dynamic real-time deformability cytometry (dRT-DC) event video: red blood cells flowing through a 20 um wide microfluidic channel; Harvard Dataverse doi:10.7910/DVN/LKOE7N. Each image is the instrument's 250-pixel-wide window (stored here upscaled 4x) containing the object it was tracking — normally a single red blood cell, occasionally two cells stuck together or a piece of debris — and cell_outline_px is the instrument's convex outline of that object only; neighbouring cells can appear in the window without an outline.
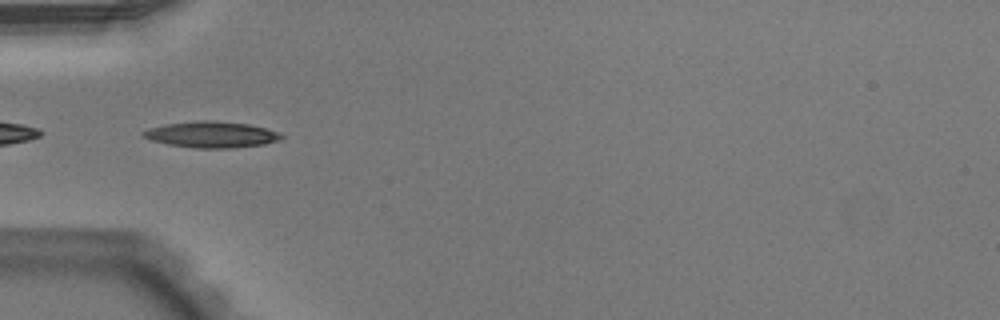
{"species": "Egyptian fruit bat (a non-hibernating species)", "species_latin": "Rousettus aegyptiacus", "temperature_condition": "warm", "stored_images_in_passage": 35, "camera_frame_rate_fps": 3000, "um_per_image_px": 0.085, "animal": {"sex": "male"}, "frame": {"image": 1, "passage_image": 1, "time_ms": 0.0, "image_size_px": [1000, 320], "cell_outline_px": [[284, 136], [280, 140], [264, 144], [228, 148], [196, 148], [168, 144], [152, 140], [144, 136], [140, 132], [148, 128], [168, 124], [200, 120], [216, 120], [248, 124], [268, 128], [280, 132]], "centroid_in_image_um": [18.02, 11.43], "position_along_channel_um": 67.0, "area_um2": 21.04}}
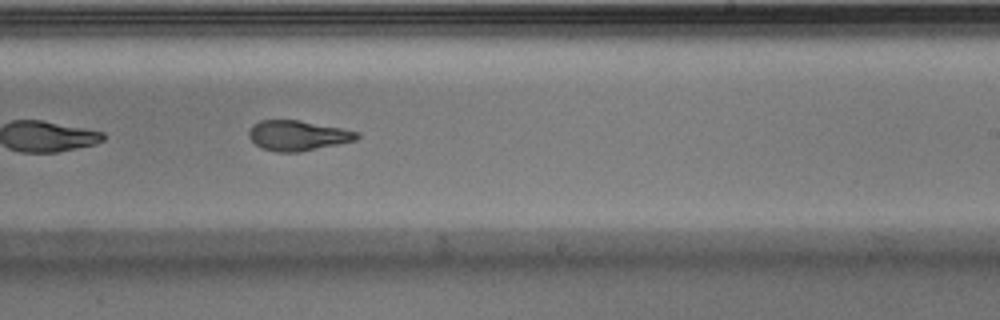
{"frame": {"image": 2, "passage_image": 16, "time_ms": 5.0, "image_size_px": [1000, 320], "cell_outline_px": [[360, 136], [356, 140], [300, 152], [276, 152], [264, 148], [256, 144], [248, 136], [248, 132], [252, 124], [260, 120], [300, 120], [360, 132]], "centroid_in_image_um": [25.3, 11.51], "position_along_channel_um": 263.7, "area_um2": 18.9}, "authors_computed_cell_mechanics": {"area_um2": 19.7676, "velocity_mm_per_s": 3.9361, "shape_relaxation_time_tau1_ms": 5.2376, "shape_relaxation_time_tau2_ms": 1.3826, "deformation_change_tau1": 0.2115, "deformation_change_tau2": 0.089}}